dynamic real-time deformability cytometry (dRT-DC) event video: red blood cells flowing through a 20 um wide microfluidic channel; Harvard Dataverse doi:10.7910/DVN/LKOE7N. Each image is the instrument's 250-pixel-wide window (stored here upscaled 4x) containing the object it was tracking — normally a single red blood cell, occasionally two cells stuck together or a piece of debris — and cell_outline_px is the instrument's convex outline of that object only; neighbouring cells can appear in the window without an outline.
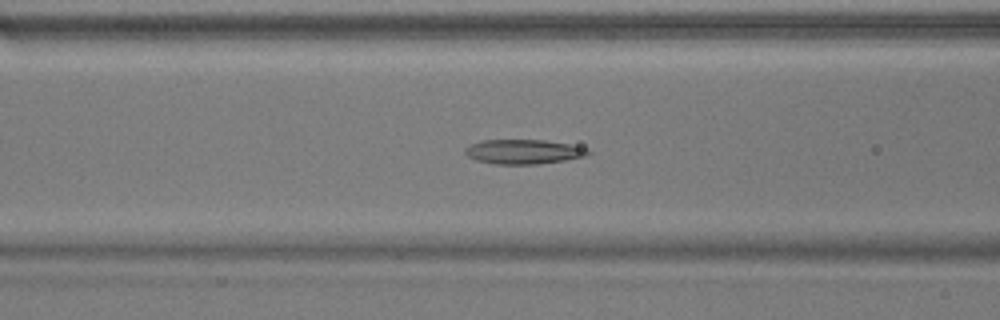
{"species": "common noctule bat (a hibernating species)", "species_latin": "Nyctalus noctula", "temperature_condition": "warm", "stored_images_in_passage": 53, "segment_of_instrument_passage": [1, 2], "camera_frame_rate_fps": 3000, "um_per_image_px": 0.085, "animal": {"sex": "male", "body_mass_g": 17.9}, "frame": {"image": 1, "passage_image": 20, "time_ms": 6.333, "image_size_px": [1000, 320], "cell_outline_px": [[592, 152], [584, 156], [564, 160], [540, 164], [496, 164], [476, 160], [468, 156], [464, 152], [464, 148], [472, 144], [484, 140], [544, 140], [568, 144], [588, 148]], "centroid_in_image_um": [44.5, 12.89], "position_along_channel_um": 122.1, "area_um2": 17.46}}
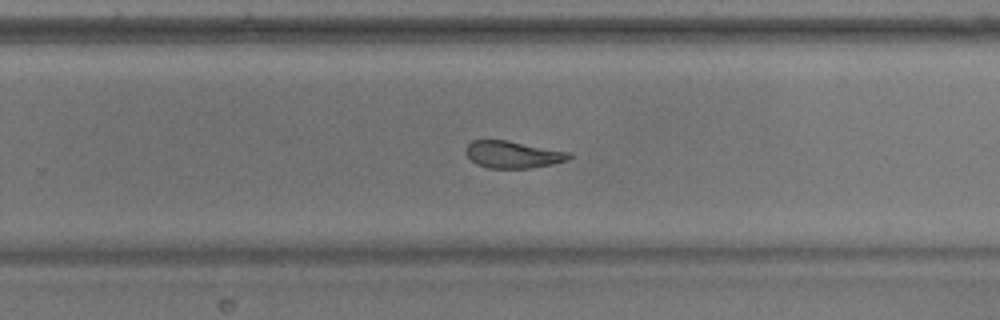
{"frame": {"image": 2, "passage_image": 33, "time_ms": 10.667, "image_size_px": [1000, 320], "cell_outline_px": [[572, 156], [568, 160], [552, 164], [532, 168], [488, 168], [476, 164], [464, 152], [464, 148], [472, 140], [508, 140], [568, 152]], "centroid_in_image_um": [43.56, 13.13], "position_along_channel_um": 286.2, "area_um2": 16.3}}
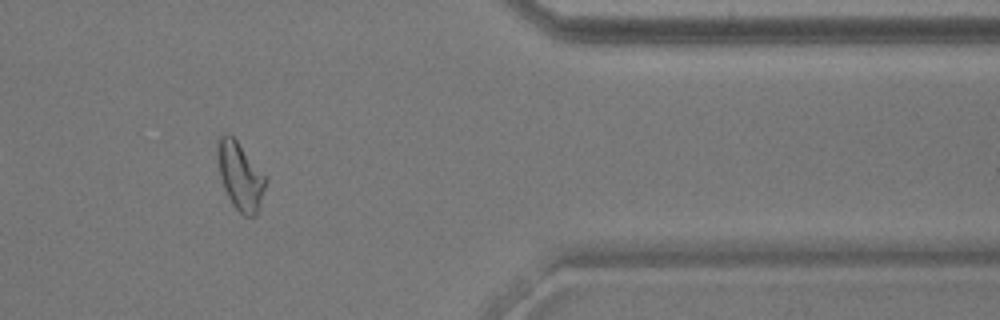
{"frame": {"image": 3, "passage_image": 43, "time_ms": 14.0, "image_size_px": [1000, 320], "cell_outline_px": [[268, 180], [256, 216], [244, 216], [232, 204], [224, 188], [220, 176], [216, 152], [216, 140], [224, 132], [228, 132], [236, 140]], "centroid_in_image_um": [20.39, 14.94], "position_along_channel_um": 391.0, "area_um2": 18.9}}